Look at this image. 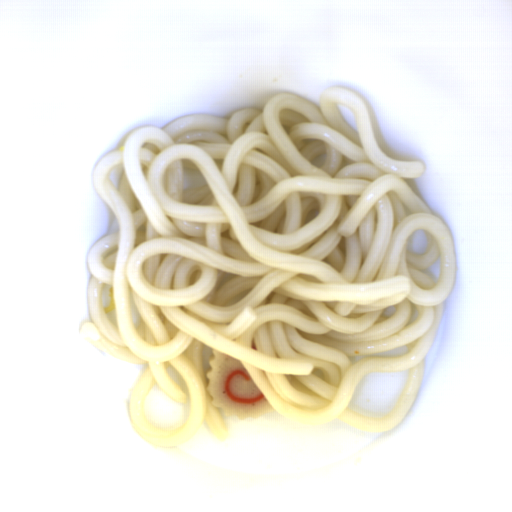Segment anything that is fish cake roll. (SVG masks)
Here are the masks:
<instances>
[{"label": "fish cake roll", "mask_w": 512, "mask_h": 512, "mask_svg": "<svg viewBox=\"0 0 512 512\" xmlns=\"http://www.w3.org/2000/svg\"><path fill=\"white\" fill-rule=\"evenodd\" d=\"M206 372L211 405L240 420L275 411L246 367L236 358L213 350Z\"/></svg>", "instance_id": "fish-cake-roll-1"}]
</instances>
